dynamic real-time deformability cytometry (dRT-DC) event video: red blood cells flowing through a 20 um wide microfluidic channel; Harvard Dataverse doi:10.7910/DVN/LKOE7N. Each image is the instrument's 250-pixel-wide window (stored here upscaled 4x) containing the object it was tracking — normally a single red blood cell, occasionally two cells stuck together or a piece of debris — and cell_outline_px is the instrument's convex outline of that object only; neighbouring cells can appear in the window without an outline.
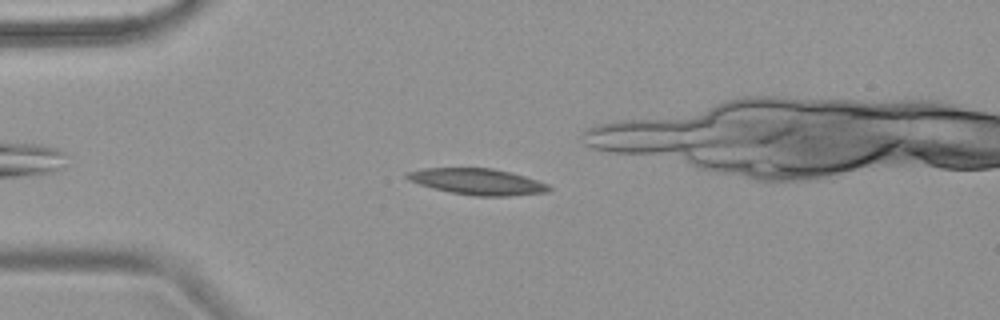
{"species": "common noctule bat (a hibernating species)", "species_latin": "Nyctalus noctula", "temperature_condition": "warm", "stored_images_in_passage": 10, "camera_frame_rate_fps": 3000, "um_per_image_px": 0.085, "animal": {"sex": "female", "body_mass_g": 18.4}, "frame": {"image": 1, "passage_image": 2, "time_ms": 1.333, "image_size_px": [1000, 320], "cell_outline_px": [[552, 188], [548, 192], [508, 196], [476, 196], [452, 192], [420, 184], [408, 180], [404, 176], [408, 172], [424, 168], [492, 168], [524, 176], [548, 184]], "centroid_in_image_um": [40.6, 15.44], "position_along_channel_um": 44.4, "area_um2": 21.33}}